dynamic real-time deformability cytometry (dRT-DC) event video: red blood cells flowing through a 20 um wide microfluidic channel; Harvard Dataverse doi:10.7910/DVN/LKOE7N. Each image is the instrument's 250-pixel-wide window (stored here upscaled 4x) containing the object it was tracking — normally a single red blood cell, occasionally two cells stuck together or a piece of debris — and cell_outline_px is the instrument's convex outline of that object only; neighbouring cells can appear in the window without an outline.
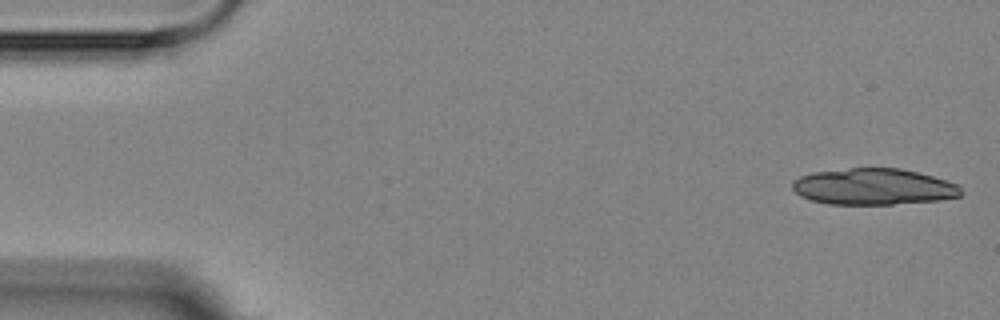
{"species": "Egyptian fruit bat (a non-hibernating species)", "species_latin": "Rousettus aegyptiacus", "temperature_condition": "room temperature", "stored_images_in_passage": 4, "camera_frame_rate_fps": 3000, "um_per_image_px": 0.085, "animal": {"sex": "female"}, "frame": {"image": 1, "passage_image": 1, "time_ms": 0.0, "image_size_px": [1000, 320], "cell_outline_px": [[960, 196], [940, 200], [892, 204], [828, 204], [812, 200], [800, 196], [792, 188], [792, 180], [800, 176], [812, 172], [848, 168], [900, 168], [932, 176], [956, 184], [960, 188]], "centroid_in_image_um": [74.19, 15.87], "position_along_channel_um": 10.8, "area_um2": 35.55}}